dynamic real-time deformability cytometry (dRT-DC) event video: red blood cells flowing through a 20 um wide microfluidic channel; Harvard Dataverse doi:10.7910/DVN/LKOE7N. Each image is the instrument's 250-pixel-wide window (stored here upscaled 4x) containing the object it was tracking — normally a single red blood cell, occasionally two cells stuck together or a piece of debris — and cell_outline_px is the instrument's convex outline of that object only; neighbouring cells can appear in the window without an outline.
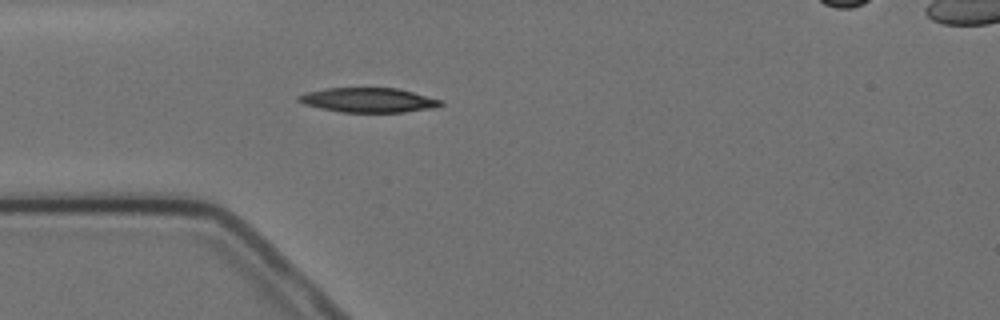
{"species": "Egyptian fruit bat (a non-hibernating species)", "species_latin": "Rousettus aegyptiacus", "temperature_condition": "cold", "stored_images_in_passage": 3, "camera_frame_rate_fps": 3000, "um_per_image_px": 0.085, "animal": {"sex": "female"}, "frame": {"image": 1, "passage_image": 3, "time_ms": 3.0, "image_size_px": [1000, 320], "cell_outline_px": [[444, 104], [436, 108], [404, 112], [340, 112], [320, 108], [304, 104], [296, 100], [296, 96], [308, 92], [324, 88], [396, 88], [444, 100]], "centroid_in_image_um": [31.33, 8.51], "position_along_channel_um": 53.7, "area_um2": 20.46}}